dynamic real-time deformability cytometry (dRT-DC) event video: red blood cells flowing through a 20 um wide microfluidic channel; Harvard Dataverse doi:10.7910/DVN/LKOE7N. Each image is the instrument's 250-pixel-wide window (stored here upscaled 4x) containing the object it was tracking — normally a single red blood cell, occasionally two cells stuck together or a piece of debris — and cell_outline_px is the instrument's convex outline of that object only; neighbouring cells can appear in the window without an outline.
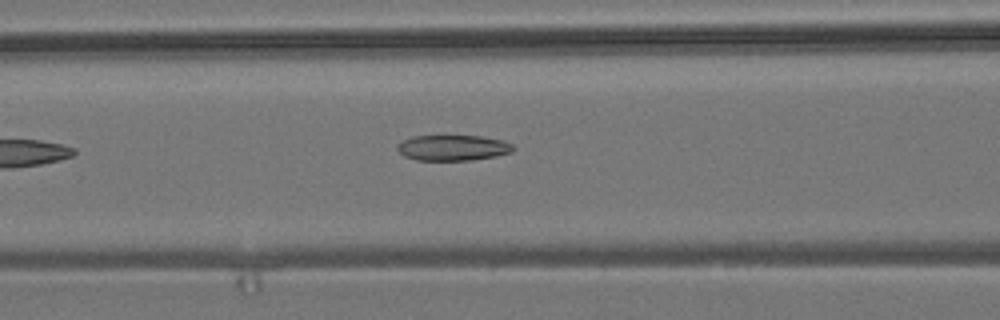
{"species": "common noctule bat (a hibernating species)", "species_latin": "Nyctalus noctula", "temperature_condition": "room temperature", "stored_images_in_passage": 4, "camera_frame_rate_fps": 3000, "um_per_image_px": 0.085, "animal": {"sex": "male", "body_mass_g": 19.2, "forearm_length_mm": 51.8}, "frame": {"image": 1, "passage_image": 4, "time_ms": 1.0, "image_size_px": [1000, 320], "cell_outline_px": [[516, 148], [512, 152], [496, 156], [472, 160], [416, 160], [404, 156], [396, 148], [396, 144], [412, 136], [480, 136], [504, 140], [512, 144]], "centroid_in_image_um": [38.51, 12.56], "position_along_channel_um": 128.1, "area_um2": 17.4}}